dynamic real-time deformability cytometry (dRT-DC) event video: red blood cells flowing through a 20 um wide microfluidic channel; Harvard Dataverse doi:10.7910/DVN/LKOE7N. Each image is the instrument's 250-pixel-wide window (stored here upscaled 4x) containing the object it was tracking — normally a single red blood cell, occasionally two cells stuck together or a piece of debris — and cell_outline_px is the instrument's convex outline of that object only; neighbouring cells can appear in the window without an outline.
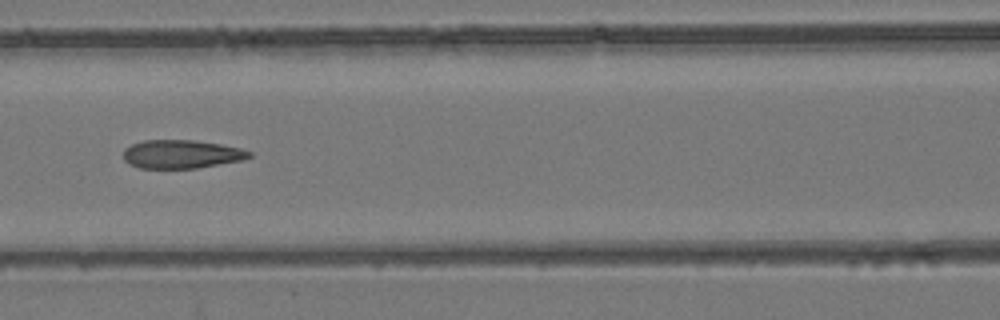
{"species": "common noctule bat (a hibernating species)", "species_latin": "Nyctalus noctula", "temperature_condition": "room temperature", "stored_images_in_passage": 8, "camera_frame_rate_fps": 3000, "um_per_image_px": 0.085, "animal": {"sex": "female", "body_mass_g": 24.6, "forearm_length_mm": 56.2}, "frame": {"image": 1, "passage_image": 8, "time_ms": 7.667, "image_size_px": [1000, 320], "cell_outline_px": [[252, 156], [240, 160], [196, 168], [140, 168], [124, 160], [124, 148], [132, 144], [144, 140], [196, 140], [220, 144], [240, 148], [252, 152]], "centroid_in_image_um": [15.42, 13.09], "position_along_channel_um": 151.2, "area_um2": 20.69}}